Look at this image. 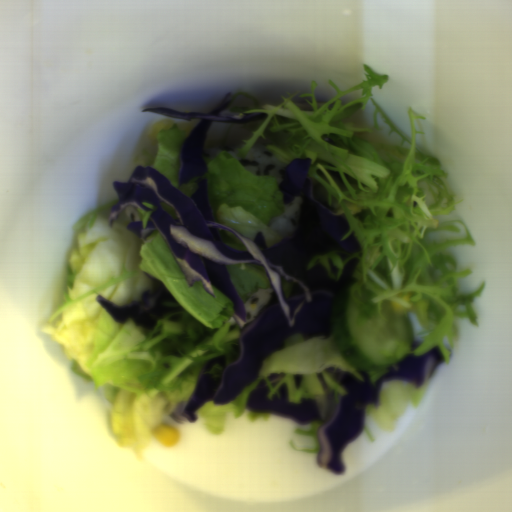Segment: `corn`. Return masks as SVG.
Returning a JSON list of instances; mask_svg holds the SVG:
<instances>
[{
    "instance_id": "obj_1",
    "label": "corn",
    "mask_w": 512,
    "mask_h": 512,
    "mask_svg": "<svg viewBox=\"0 0 512 512\" xmlns=\"http://www.w3.org/2000/svg\"><path fill=\"white\" fill-rule=\"evenodd\" d=\"M151 434L157 442L172 448L178 444L181 438L180 431L163 424L156 426Z\"/></svg>"
},
{
    "instance_id": "obj_2",
    "label": "corn",
    "mask_w": 512,
    "mask_h": 512,
    "mask_svg": "<svg viewBox=\"0 0 512 512\" xmlns=\"http://www.w3.org/2000/svg\"><path fill=\"white\" fill-rule=\"evenodd\" d=\"M175 126V119H165L160 120L154 125H152L150 129V137L157 143L158 138L160 136L161 131H164L166 129H171Z\"/></svg>"
},
{
    "instance_id": "obj_3",
    "label": "corn",
    "mask_w": 512,
    "mask_h": 512,
    "mask_svg": "<svg viewBox=\"0 0 512 512\" xmlns=\"http://www.w3.org/2000/svg\"><path fill=\"white\" fill-rule=\"evenodd\" d=\"M393 311H394L395 315H401V314H405L407 309H406V306H404L403 304L393 302Z\"/></svg>"
}]
</instances>
